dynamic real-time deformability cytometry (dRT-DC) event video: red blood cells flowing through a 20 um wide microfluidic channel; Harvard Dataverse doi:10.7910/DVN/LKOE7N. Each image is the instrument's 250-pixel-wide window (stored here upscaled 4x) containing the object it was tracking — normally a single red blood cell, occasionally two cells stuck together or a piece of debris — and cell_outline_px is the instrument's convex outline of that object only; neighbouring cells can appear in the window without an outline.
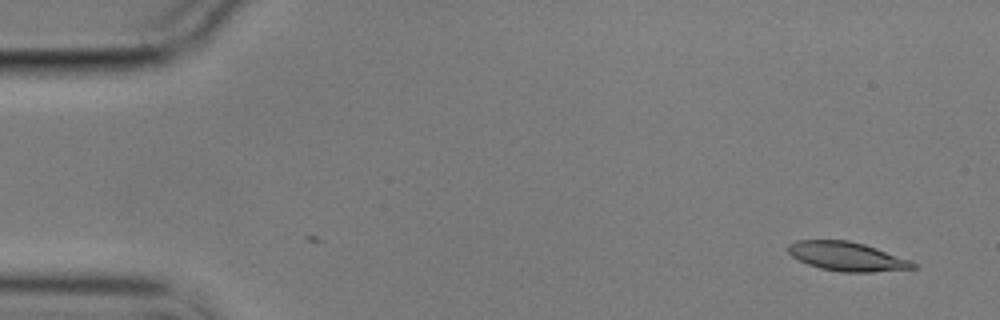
{"species": "common noctule bat (a hibernating species)", "species_latin": "Nyctalus noctula", "temperature_condition": "cold", "stored_images_in_passage": 6, "camera_frame_rate_fps": 3000, "um_per_image_px": 0.085, "animal": {"sex": "male", "body_mass_g": 17.9}, "frame": {"image": 1, "passage_image": 1, "time_ms": 0.0, "image_size_px": [1000, 320], "cell_outline_px": [[916, 268], [872, 272], [840, 272], [820, 268], [808, 264], [792, 256], [788, 252], [788, 244], [796, 240], [848, 240], [864, 244], [876, 248], [908, 260], [916, 264]], "centroid_in_image_um": [71.95, 21.79], "position_along_channel_um": 13.1, "area_um2": 20.87}}